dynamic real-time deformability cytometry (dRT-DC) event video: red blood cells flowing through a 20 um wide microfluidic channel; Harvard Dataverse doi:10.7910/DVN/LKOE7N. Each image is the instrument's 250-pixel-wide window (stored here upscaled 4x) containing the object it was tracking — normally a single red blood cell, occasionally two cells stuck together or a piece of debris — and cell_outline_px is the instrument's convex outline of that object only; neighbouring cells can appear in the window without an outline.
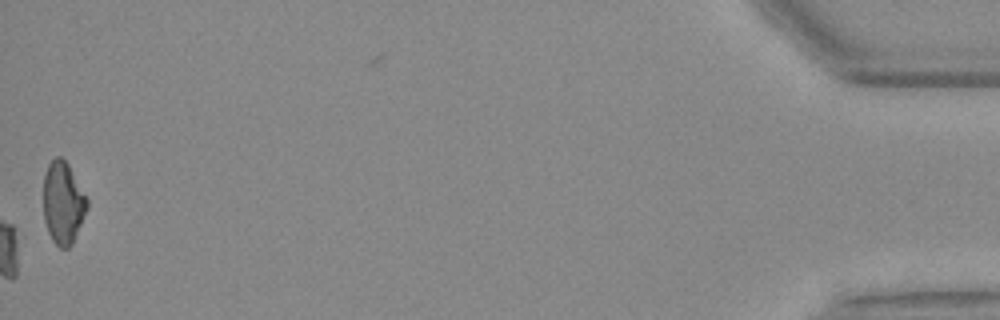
{"species": "Egyptian fruit bat (a non-hibernating species)", "species_latin": "Rousettus aegyptiacus", "temperature_condition": "warm", "stored_images_in_passage": 59, "camera_frame_rate_fps": 3000, "um_per_image_px": 0.085, "animal": {"sex": "female"}, "frame": {"image": 1, "passage_image": 59, "time_ms": 19.333, "image_size_px": [1000, 320], "cell_outline_px": [[88, 208], [72, 244], [68, 248], [60, 248], [52, 240], [48, 232], [44, 220], [44, 176], [48, 164], [56, 156], [60, 156], [68, 164], [88, 200]], "centroid_in_image_um": [5.36, 17.25], "position_along_channel_um": 429.8, "area_um2": 20.81}}